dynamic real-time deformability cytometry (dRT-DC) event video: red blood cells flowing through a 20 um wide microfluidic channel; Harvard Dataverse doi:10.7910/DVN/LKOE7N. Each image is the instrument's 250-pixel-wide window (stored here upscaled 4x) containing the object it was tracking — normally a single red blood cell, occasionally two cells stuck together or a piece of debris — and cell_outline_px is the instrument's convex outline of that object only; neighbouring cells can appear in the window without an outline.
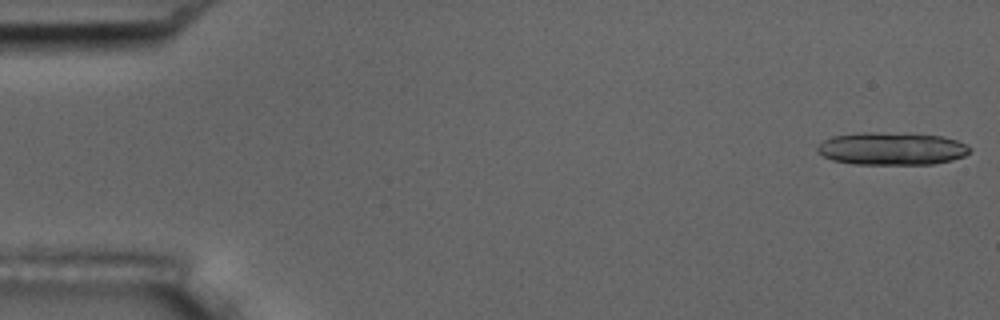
{"species": "common noctule bat (a hibernating species)", "species_latin": "Nyctalus noctula", "temperature_condition": "room temperature", "stored_images_in_passage": 19, "camera_frame_rate_fps": 3000, "um_per_image_px": 0.085, "animal": {"sex": "male", "body_mass_g": 17.5, "forearm_length_mm": 52.3}, "frame": {"image": 1, "passage_image": 1, "time_ms": 0.0, "image_size_px": [1000, 320], "cell_outline_px": [[972, 148], [964, 156], [952, 160], [932, 164], [852, 164], [832, 160], [816, 152], [816, 148], [824, 140], [832, 136], [864, 132], [872, 132], [940, 136], [956, 140]], "centroid_in_image_um": [75.76, 12.65], "position_along_channel_um": 9.2, "area_um2": 28.78}}